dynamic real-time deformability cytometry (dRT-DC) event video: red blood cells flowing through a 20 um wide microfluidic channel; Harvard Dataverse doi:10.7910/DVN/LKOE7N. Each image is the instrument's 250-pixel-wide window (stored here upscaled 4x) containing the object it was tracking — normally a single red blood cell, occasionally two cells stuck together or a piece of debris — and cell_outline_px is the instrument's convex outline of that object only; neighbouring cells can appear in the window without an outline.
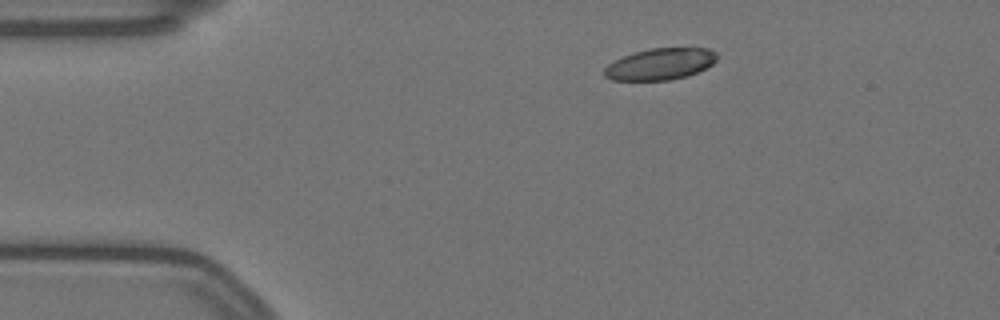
{"species": "Egyptian fruit bat (a non-hibernating species)", "species_latin": "Rousettus aegyptiacus", "temperature_condition": "warm", "stored_images_in_passage": 49, "camera_frame_rate_fps": 3000, "um_per_image_px": 0.085, "animal": {"sex": "female"}, "frame": {"image": 1, "passage_image": 1, "time_ms": 0.0, "image_size_px": [1000, 320], "cell_outline_px": [[716, 60], [712, 64], [688, 76], [672, 80], [612, 80], [604, 76], [604, 68], [608, 64], [632, 52], [648, 48], [708, 48], [716, 52]], "centroid_in_image_um": [56.1, 5.44], "position_along_channel_um": 28.9, "area_um2": 20.69}}
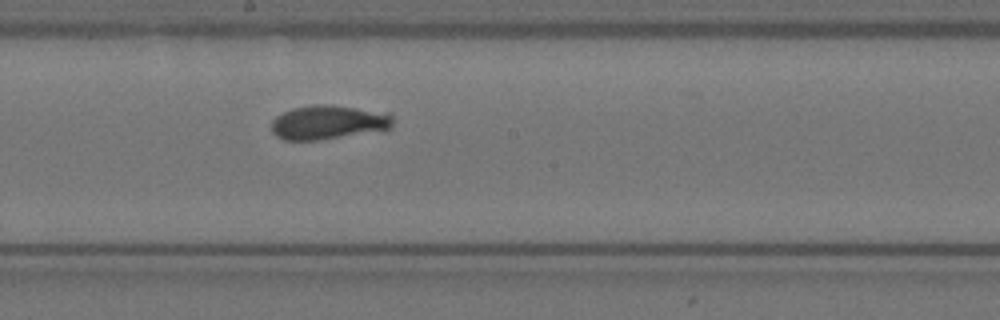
{"frame": {"image": 2, "passage_image": 22, "time_ms": 7.0, "image_size_px": [1000, 320], "cell_outline_px": [[392, 124], [388, 128], [320, 140], [284, 140], [276, 136], [272, 132], [272, 120], [276, 116], [292, 108], [312, 104], [328, 104], [392, 112]], "centroid_in_image_um": [27.87, 10.37], "position_along_channel_um": 220.3, "area_um2": 24.1}}
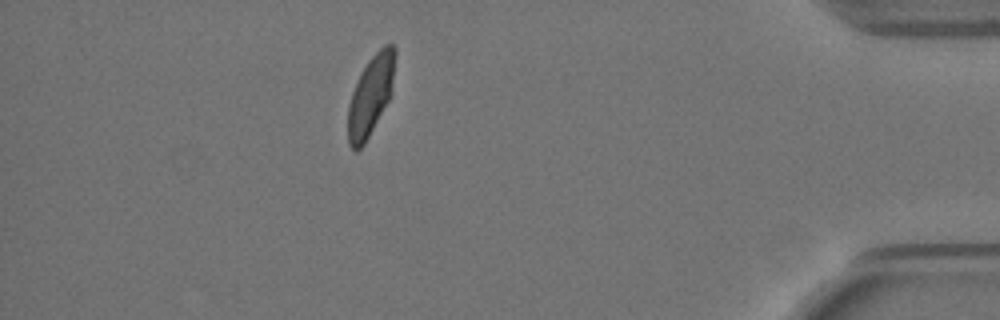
{"frame": {"image": 3, "passage_image": 42, "time_ms": 13.667, "image_size_px": [1000, 320], "cell_outline_px": [[396, 56], [392, 92], [388, 100], [364, 144], [356, 152], [348, 144], [348, 104], [352, 92], [368, 60], [384, 44], [392, 44], [396, 48]], "centroid_in_image_um": [31.52, 8.09], "position_along_channel_um": 403.7, "area_um2": 21.68}, "authors_computed_cell_mechanics": {"area_um2": 23.2934, "velocity_mm_per_s": 3.4845, "shape_relaxation_time_tau1_ms": null, "shape_relaxation_time_tau2_ms": 1.5828, "deformation_change_tau1": null, "deformation_change_tau2": 0.0734}}